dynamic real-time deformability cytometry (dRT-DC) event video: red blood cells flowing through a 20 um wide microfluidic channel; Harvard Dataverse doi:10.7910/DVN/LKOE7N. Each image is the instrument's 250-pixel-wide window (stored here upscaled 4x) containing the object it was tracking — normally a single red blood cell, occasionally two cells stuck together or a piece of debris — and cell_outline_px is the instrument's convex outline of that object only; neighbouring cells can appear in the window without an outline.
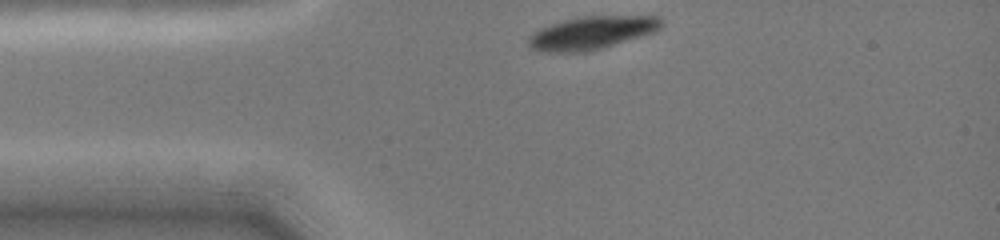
{"species": "common noctule bat (a hibernating species)", "species_latin": "Nyctalus noctula", "temperature_condition": "cold", "stored_images_in_passage": 9, "camera_frame_rate_fps": 3000, "um_per_image_px": 0.085, "animal": {"sex": "female", "body_mass_g": 19.0, "forearm_length_mm": 51.5}, "frame": {"image": 1, "passage_image": 1, "time_ms": 0.0, "image_size_px": [1000, 240], "cell_outline_px": [[664, 24], [660, 28], [652, 32], [600, 48], [584, 52], [552, 52], [532, 48], [528, 44], [528, 36], [540, 28], [564, 20], [584, 16], [660, 16], [664, 20]], "centroid_in_image_um": [50.3, 2.77], "position_along_channel_um": 34.7, "area_um2": 25.03}}
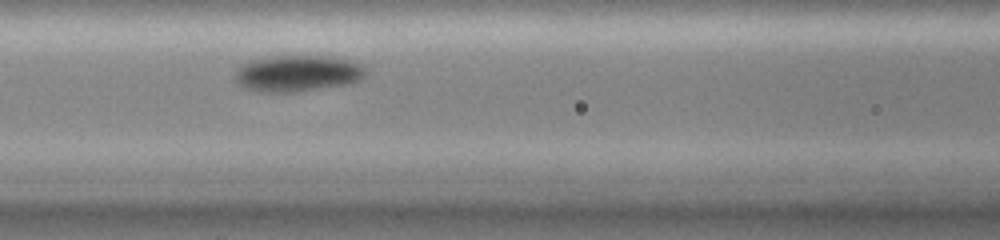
{"frame": {"image": 2, "passage_image": 8, "time_ms": 3.333, "image_size_px": [1000, 240], "cell_outline_px": [[364, 76], [360, 80], [352, 84], [296, 92], [260, 92], [244, 88], [236, 80], [236, 72], [248, 60], [272, 56], [328, 56], [360, 64], [364, 68]], "centroid_in_image_um": [25.29, 6.25], "position_along_channel_um": 141.3, "area_um2": 27.57}}
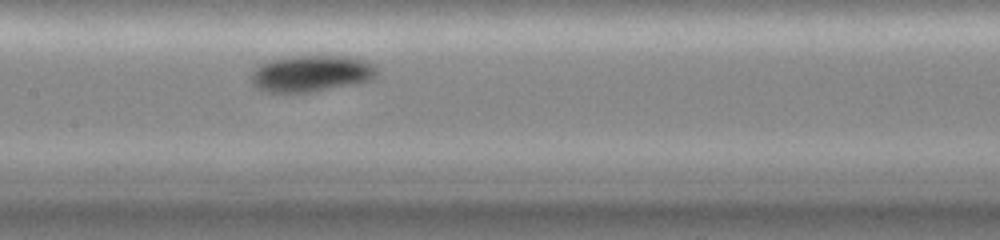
{"frame": {"image": 3, "passage_image": 9, "time_ms": 4.333, "image_size_px": [1000, 240], "cell_outline_px": [[376, 76], [368, 80], [352, 84], [308, 92], [268, 92], [252, 84], [252, 72], [260, 64], [268, 60], [288, 56], [356, 56], [372, 64], [376, 68]], "centroid_in_image_um": [26.44, 6.22], "position_along_channel_um": 181.0, "area_um2": 26.47}}